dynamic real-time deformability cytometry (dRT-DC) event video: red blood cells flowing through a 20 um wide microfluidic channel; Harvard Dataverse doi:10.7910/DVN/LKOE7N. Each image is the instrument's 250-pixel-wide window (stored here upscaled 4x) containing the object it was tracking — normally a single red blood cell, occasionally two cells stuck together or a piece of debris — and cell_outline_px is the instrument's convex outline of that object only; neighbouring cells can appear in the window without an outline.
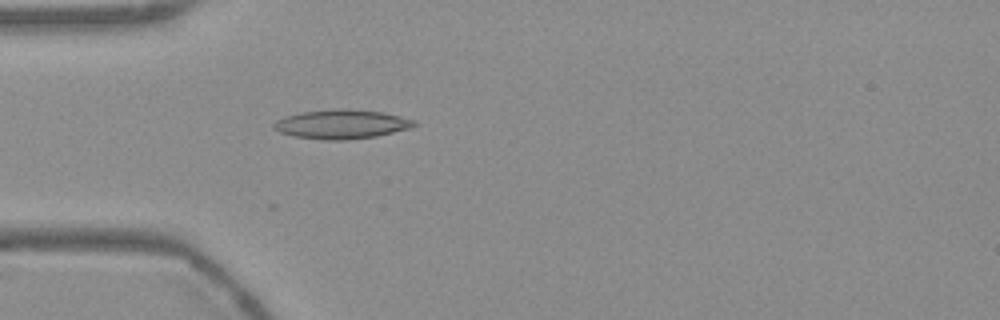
{"species": "Egyptian fruit bat (a non-hibernating species)", "species_latin": "Rousettus aegyptiacus", "temperature_condition": "warm", "stored_images_in_passage": 39, "camera_frame_rate_fps": 3000, "um_per_image_px": 0.085, "frame": {"image": 1, "passage_image": 3, "time_ms": 0.667, "image_size_px": [1000, 320], "cell_outline_px": [[420, 124], [408, 128], [376, 136], [344, 140], [320, 140], [292, 136], [280, 132], [272, 128], [272, 124], [276, 120], [284, 116], [300, 112], [332, 108], [340, 108], [380, 112], [400, 116], [416, 120]], "centroid_in_image_um": [28.98, 10.55], "position_along_channel_um": 56.0, "area_um2": 24.04}}
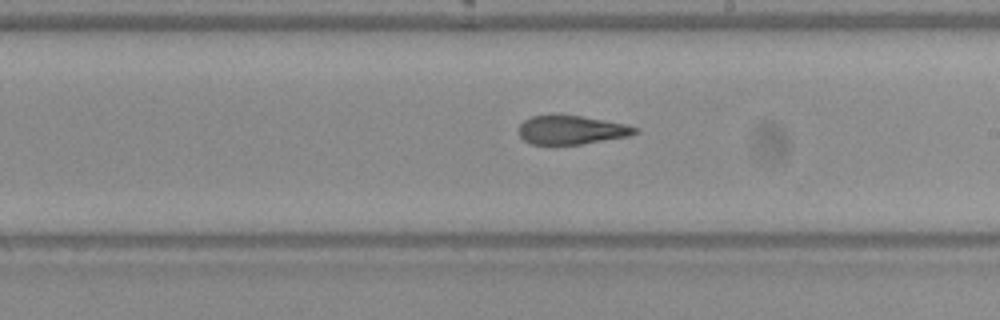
{"frame": {"image": 2, "passage_image": 18, "time_ms": 5.667, "image_size_px": [1000, 320], "cell_outline_px": [[640, 132], [628, 136], [580, 144], [532, 144], [524, 140], [520, 136], [520, 124], [524, 120], [532, 116], [552, 112], [580, 116], [628, 124], [640, 128]], "centroid_in_image_um": [48.58, 11.0], "position_along_channel_um": 240.4, "area_um2": 19.88}}
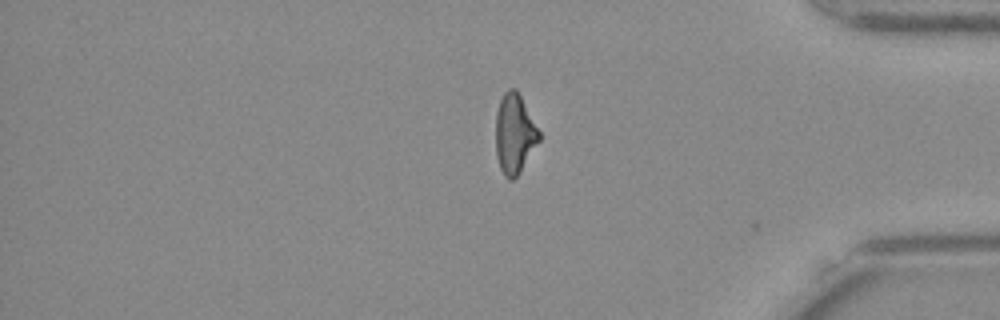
{"frame": {"image": 3, "passage_image": 32, "time_ms": 10.333, "image_size_px": [1000, 320], "cell_outline_px": [[540, 140], [520, 172], [512, 180], [508, 180], [504, 176], [500, 168], [496, 156], [496, 112], [500, 100], [504, 92], [508, 88], [516, 88], [540, 132]], "centroid_in_image_um": [43.72, 11.38], "position_along_channel_um": 391.5, "area_um2": 20.11}, "authors_computed_cell_mechanics": {"area_um2": 20.7502, "velocity_mm_per_s": 3.7711, "shape_relaxation_time_tau1_ms": null, "shape_relaxation_time_tau2_ms": 2.8233, "deformation_change_tau1": null, "deformation_change_tau2": 0.1226}}